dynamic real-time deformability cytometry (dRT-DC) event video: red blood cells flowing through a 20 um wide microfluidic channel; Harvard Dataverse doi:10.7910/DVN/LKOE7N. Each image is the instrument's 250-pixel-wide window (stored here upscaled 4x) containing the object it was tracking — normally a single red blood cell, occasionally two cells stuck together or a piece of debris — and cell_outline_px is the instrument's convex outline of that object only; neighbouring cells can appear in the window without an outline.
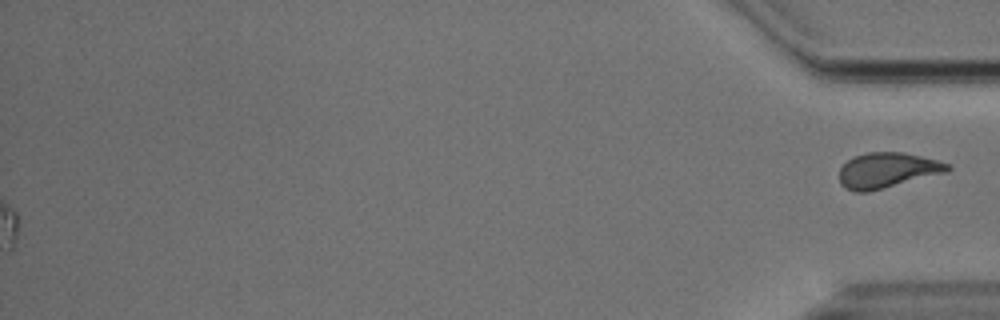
{"species": "Egyptian fruit bat (a non-hibernating species)", "species_latin": "Rousettus aegyptiacus", "temperature_condition": "cold", "stored_images_in_passage": 58, "segment_of_instrument_passage": [2, 2], "camera_frame_rate_fps": 3000, "um_per_image_px": 0.085, "animal": {"sex": "male"}, "frame": {"image": 1, "passage_image": 58, "time_ms": 19.0, "image_size_px": [1000, 320], "cell_outline_px": [[952, 168], [948, 172], [868, 192], [852, 192], [844, 188], [840, 184], [840, 168], [852, 156], [868, 152], [904, 152], [936, 160], [948, 164]], "centroid_in_image_um": [75.39, 14.48], "position_along_channel_um": 359.8, "area_um2": 22.37}}